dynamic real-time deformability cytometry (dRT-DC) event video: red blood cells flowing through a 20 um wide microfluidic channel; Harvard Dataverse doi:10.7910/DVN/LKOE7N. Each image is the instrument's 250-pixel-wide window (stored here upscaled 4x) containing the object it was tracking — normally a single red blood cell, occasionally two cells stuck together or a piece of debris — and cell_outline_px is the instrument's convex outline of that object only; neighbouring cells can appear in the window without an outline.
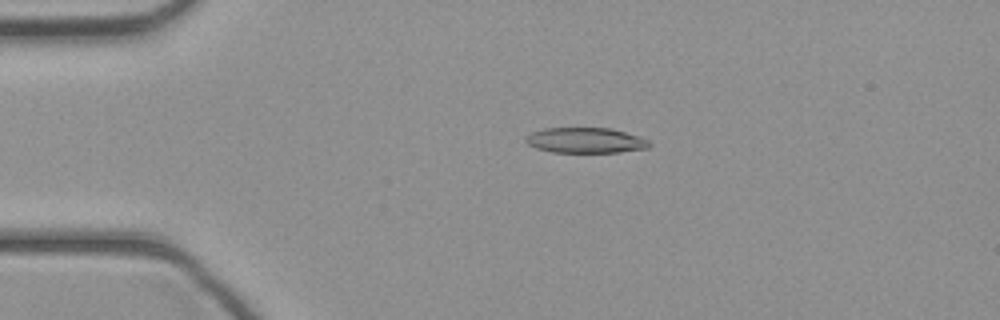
{"species": "common noctule bat (a hibernating species)", "species_latin": "Nyctalus noctula", "temperature_condition": "cold", "stored_images_in_passage": 43, "camera_frame_rate_fps": 3000, "um_per_image_px": 0.085, "animal": {"sex": "female", "body_mass_g": 21.9}, "frame": {"image": 1, "passage_image": 9, "time_ms": 2.667, "image_size_px": [1000, 320], "cell_outline_px": [[652, 144], [648, 148], [620, 152], [552, 152], [536, 148], [528, 144], [524, 140], [524, 136], [532, 132], [544, 128], [612, 128], [648, 140]], "centroid_in_image_um": [49.73, 11.93], "position_along_channel_um": 35.3, "area_um2": 18.26}}
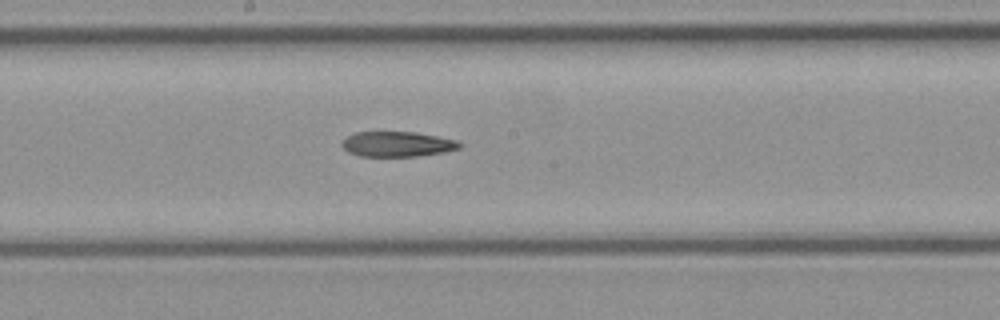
{"frame": {"image": 2, "passage_image": 23, "time_ms": 7.333, "image_size_px": [1000, 320], "cell_outline_px": [[464, 144], [460, 148], [444, 152], [416, 156], [360, 156], [348, 152], [340, 144], [348, 136], [356, 132], [416, 132], [456, 140]], "centroid_in_image_um": [33.79, 12.25], "position_along_channel_um": 214.4, "area_um2": 17.17}}
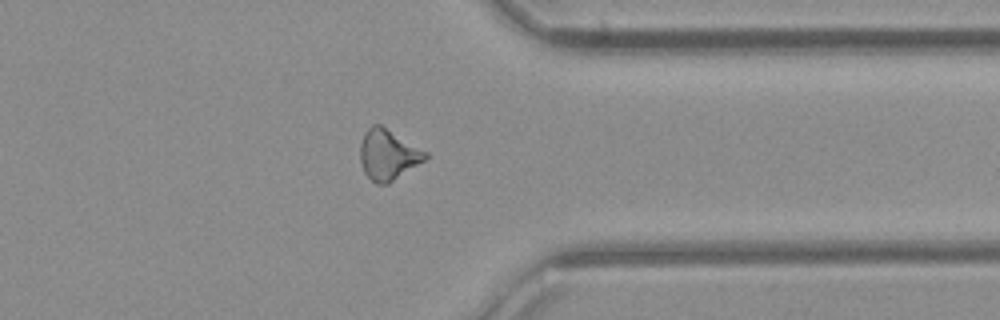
{"frame": {"image": 3, "passage_image": 34, "time_ms": 11.0, "image_size_px": [1000, 320], "cell_outline_px": [[428, 156], [424, 160], [388, 184], [376, 184], [364, 172], [360, 160], [360, 144], [364, 132], [372, 124], [380, 124], [428, 152]], "centroid_in_image_um": [32.96, 13.13], "position_along_channel_um": 378.4, "area_um2": 19.07}}